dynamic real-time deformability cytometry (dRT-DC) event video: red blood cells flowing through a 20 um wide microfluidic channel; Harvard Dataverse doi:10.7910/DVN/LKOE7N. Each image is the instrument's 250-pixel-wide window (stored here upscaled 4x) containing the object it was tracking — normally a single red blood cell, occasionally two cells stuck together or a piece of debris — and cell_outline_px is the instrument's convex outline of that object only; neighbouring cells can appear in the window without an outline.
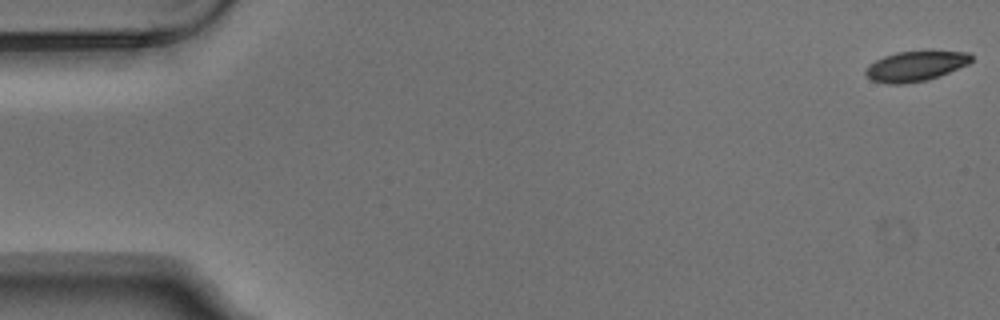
{"species": "Egyptian fruit bat (a non-hibernating species)", "species_latin": "Rousettus aegyptiacus", "temperature_condition": "warm", "stored_images_in_passage": 5, "camera_frame_rate_fps": 3000, "um_per_image_px": 0.085, "animal": {"sex": "male"}, "frame": {"image": 1, "passage_image": 1, "time_ms": 0.0, "image_size_px": [1000, 320], "cell_outline_px": [[972, 60], [968, 64], [940, 76], [928, 80], [904, 84], [888, 84], [872, 80], [864, 72], [868, 64], [884, 56], [896, 52], [928, 48], [968, 52], [972, 56]], "centroid_in_image_um": [77.86, 5.57], "position_along_channel_um": 7.1, "area_um2": 19.36}}
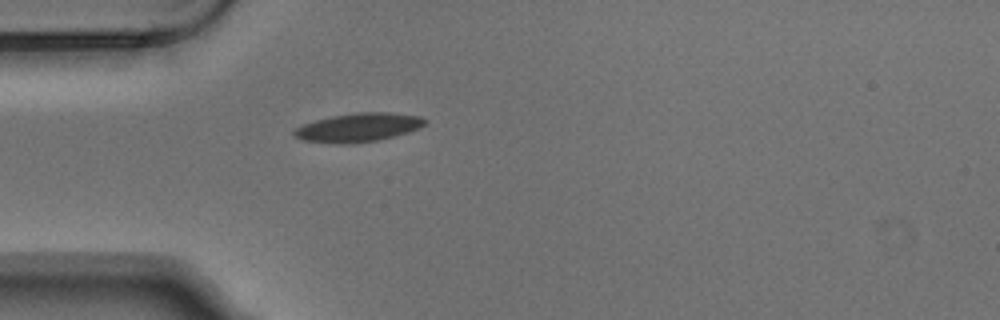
{"frame": {"image": 2, "passage_image": 5, "time_ms": 1.333, "image_size_px": [1000, 320], "cell_outline_px": [[428, 120], [424, 124], [408, 132], [376, 140], [348, 144], [340, 144], [304, 140], [292, 136], [292, 132], [296, 128], [304, 124], [316, 120], [332, 116], [356, 112], [388, 112], [420, 116]], "centroid_in_image_um": [30.43, 10.83], "position_along_channel_um": 54.6, "area_um2": 21.62}}